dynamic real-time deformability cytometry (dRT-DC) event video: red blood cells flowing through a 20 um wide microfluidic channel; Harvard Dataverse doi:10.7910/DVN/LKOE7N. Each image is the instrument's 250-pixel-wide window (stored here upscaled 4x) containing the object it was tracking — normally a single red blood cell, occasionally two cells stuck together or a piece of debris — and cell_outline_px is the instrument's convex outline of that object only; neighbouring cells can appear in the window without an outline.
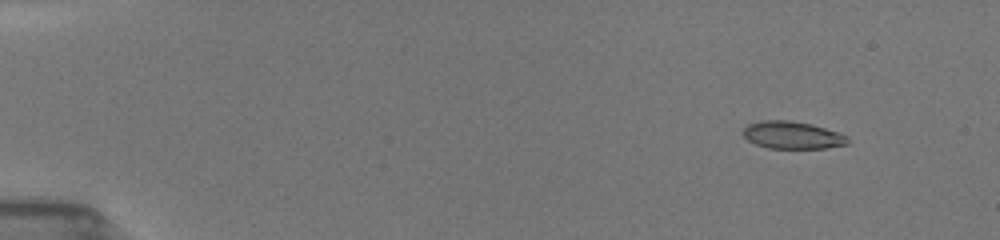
{"species": "common noctule bat (a hibernating species)", "species_latin": "Nyctalus noctula", "temperature_condition": "room temperature", "stored_images_in_passage": 19, "camera_frame_rate_fps": 3000, "um_per_image_px": 0.085, "animal": {"sex": "female", "body_mass_g": 19.5, "forearm_length_mm": 54.1}, "frame": {"image": 1, "passage_image": 2, "time_ms": 0.333, "image_size_px": [1000, 240], "cell_outline_px": [[848, 144], [824, 148], [768, 148], [756, 144], [748, 140], [740, 132], [748, 124], [760, 120], [792, 120], [812, 124], [840, 132], [848, 136]], "centroid_in_image_um": [67.34, 11.47], "position_along_channel_um": 17.7, "area_um2": 16.94}}
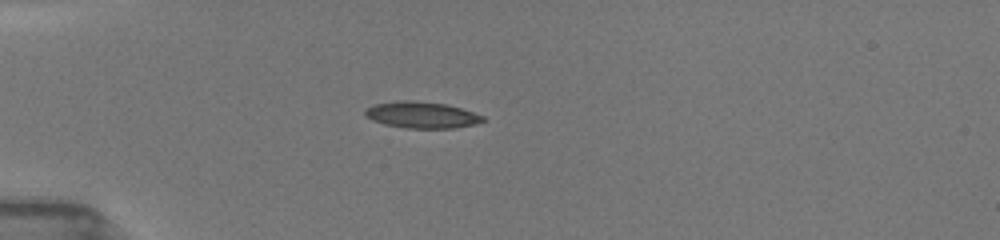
{"frame": {"image": 2, "passage_image": 16, "time_ms": 3.667, "image_size_px": [1000, 240], "cell_outline_px": [[488, 120], [472, 124], [452, 128], [408, 128], [384, 124], [372, 120], [364, 116], [364, 108], [376, 104], [396, 100], [412, 100], [448, 104], [484, 116]], "centroid_in_image_um": [35.81, 9.75], "position_along_channel_um": 49.2, "area_um2": 18.21}}